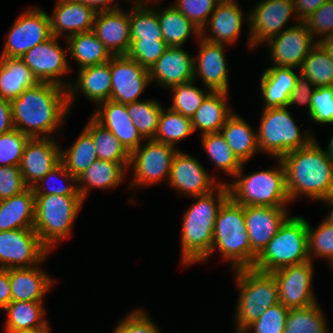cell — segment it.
<instances>
[{
    "label": "cell",
    "mask_w": 333,
    "mask_h": 333,
    "mask_svg": "<svg viewBox=\"0 0 333 333\" xmlns=\"http://www.w3.org/2000/svg\"><path fill=\"white\" fill-rule=\"evenodd\" d=\"M52 36L27 51L21 59L32 71L38 82H47L68 88L71 82L63 83L59 77L70 72L66 59L67 50H63Z\"/></svg>",
    "instance_id": "obj_14"
},
{
    "label": "cell",
    "mask_w": 333,
    "mask_h": 333,
    "mask_svg": "<svg viewBox=\"0 0 333 333\" xmlns=\"http://www.w3.org/2000/svg\"><path fill=\"white\" fill-rule=\"evenodd\" d=\"M110 72V100L121 104L139 101L140 94L151 82L149 70L126 55L111 57Z\"/></svg>",
    "instance_id": "obj_13"
},
{
    "label": "cell",
    "mask_w": 333,
    "mask_h": 333,
    "mask_svg": "<svg viewBox=\"0 0 333 333\" xmlns=\"http://www.w3.org/2000/svg\"><path fill=\"white\" fill-rule=\"evenodd\" d=\"M239 300L235 311L236 333H243L260 315L279 302L278 285L272 273L253 268L237 269Z\"/></svg>",
    "instance_id": "obj_7"
},
{
    "label": "cell",
    "mask_w": 333,
    "mask_h": 333,
    "mask_svg": "<svg viewBox=\"0 0 333 333\" xmlns=\"http://www.w3.org/2000/svg\"><path fill=\"white\" fill-rule=\"evenodd\" d=\"M84 128L92 136L98 159L114 163H130V153L119 139L92 116Z\"/></svg>",
    "instance_id": "obj_40"
},
{
    "label": "cell",
    "mask_w": 333,
    "mask_h": 333,
    "mask_svg": "<svg viewBox=\"0 0 333 333\" xmlns=\"http://www.w3.org/2000/svg\"><path fill=\"white\" fill-rule=\"evenodd\" d=\"M61 148L53 138H29L19 165L25 184L32 188L61 162Z\"/></svg>",
    "instance_id": "obj_19"
},
{
    "label": "cell",
    "mask_w": 333,
    "mask_h": 333,
    "mask_svg": "<svg viewBox=\"0 0 333 333\" xmlns=\"http://www.w3.org/2000/svg\"><path fill=\"white\" fill-rule=\"evenodd\" d=\"M155 10L163 34V40L168 46L182 47L191 34L200 38L201 30L173 5L163 11Z\"/></svg>",
    "instance_id": "obj_36"
},
{
    "label": "cell",
    "mask_w": 333,
    "mask_h": 333,
    "mask_svg": "<svg viewBox=\"0 0 333 333\" xmlns=\"http://www.w3.org/2000/svg\"><path fill=\"white\" fill-rule=\"evenodd\" d=\"M12 333H49V326H40V327H35V328H30V329H25V330H19L16 332Z\"/></svg>",
    "instance_id": "obj_63"
},
{
    "label": "cell",
    "mask_w": 333,
    "mask_h": 333,
    "mask_svg": "<svg viewBox=\"0 0 333 333\" xmlns=\"http://www.w3.org/2000/svg\"><path fill=\"white\" fill-rule=\"evenodd\" d=\"M177 151L178 148L154 139H148L144 147L140 145L130 154L129 165H133L135 171L131 187L151 185L165 176L168 180Z\"/></svg>",
    "instance_id": "obj_12"
},
{
    "label": "cell",
    "mask_w": 333,
    "mask_h": 333,
    "mask_svg": "<svg viewBox=\"0 0 333 333\" xmlns=\"http://www.w3.org/2000/svg\"><path fill=\"white\" fill-rule=\"evenodd\" d=\"M71 57L78 62L79 69L104 64L112 55L91 30L66 37Z\"/></svg>",
    "instance_id": "obj_35"
},
{
    "label": "cell",
    "mask_w": 333,
    "mask_h": 333,
    "mask_svg": "<svg viewBox=\"0 0 333 333\" xmlns=\"http://www.w3.org/2000/svg\"><path fill=\"white\" fill-rule=\"evenodd\" d=\"M288 312L289 309L278 302L266 309L243 333L250 328H254V333H283Z\"/></svg>",
    "instance_id": "obj_51"
},
{
    "label": "cell",
    "mask_w": 333,
    "mask_h": 333,
    "mask_svg": "<svg viewBox=\"0 0 333 333\" xmlns=\"http://www.w3.org/2000/svg\"><path fill=\"white\" fill-rule=\"evenodd\" d=\"M77 77L76 85L70 84L67 88L69 108L72 107L73 95L77 90L97 104L110 100L112 83L110 61L79 69Z\"/></svg>",
    "instance_id": "obj_27"
},
{
    "label": "cell",
    "mask_w": 333,
    "mask_h": 333,
    "mask_svg": "<svg viewBox=\"0 0 333 333\" xmlns=\"http://www.w3.org/2000/svg\"><path fill=\"white\" fill-rule=\"evenodd\" d=\"M13 129L11 102L0 97V135Z\"/></svg>",
    "instance_id": "obj_59"
},
{
    "label": "cell",
    "mask_w": 333,
    "mask_h": 333,
    "mask_svg": "<svg viewBox=\"0 0 333 333\" xmlns=\"http://www.w3.org/2000/svg\"><path fill=\"white\" fill-rule=\"evenodd\" d=\"M53 15L50 17L51 34L55 37H68L93 29L96 11L88 5L72 0H57Z\"/></svg>",
    "instance_id": "obj_25"
},
{
    "label": "cell",
    "mask_w": 333,
    "mask_h": 333,
    "mask_svg": "<svg viewBox=\"0 0 333 333\" xmlns=\"http://www.w3.org/2000/svg\"><path fill=\"white\" fill-rule=\"evenodd\" d=\"M323 202H325V204H330L331 206L333 205V194L326 198L325 200H322ZM326 222H328L329 224L333 225V207L331 209L330 214L328 215V217L325 219Z\"/></svg>",
    "instance_id": "obj_64"
},
{
    "label": "cell",
    "mask_w": 333,
    "mask_h": 333,
    "mask_svg": "<svg viewBox=\"0 0 333 333\" xmlns=\"http://www.w3.org/2000/svg\"><path fill=\"white\" fill-rule=\"evenodd\" d=\"M218 3L219 0H177L173 6L203 32Z\"/></svg>",
    "instance_id": "obj_52"
},
{
    "label": "cell",
    "mask_w": 333,
    "mask_h": 333,
    "mask_svg": "<svg viewBox=\"0 0 333 333\" xmlns=\"http://www.w3.org/2000/svg\"><path fill=\"white\" fill-rule=\"evenodd\" d=\"M278 285L279 302L288 309L307 307L316 303L312 290L313 264L287 266L272 272Z\"/></svg>",
    "instance_id": "obj_15"
},
{
    "label": "cell",
    "mask_w": 333,
    "mask_h": 333,
    "mask_svg": "<svg viewBox=\"0 0 333 333\" xmlns=\"http://www.w3.org/2000/svg\"><path fill=\"white\" fill-rule=\"evenodd\" d=\"M168 47L164 40H131L126 56L149 70Z\"/></svg>",
    "instance_id": "obj_48"
},
{
    "label": "cell",
    "mask_w": 333,
    "mask_h": 333,
    "mask_svg": "<svg viewBox=\"0 0 333 333\" xmlns=\"http://www.w3.org/2000/svg\"><path fill=\"white\" fill-rule=\"evenodd\" d=\"M324 317L317 303L289 309L283 333H329Z\"/></svg>",
    "instance_id": "obj_41"
},
{
    "label": "cell",
    "mask_w": 333,
    "mask_h": 333,
    "mask_svg": "<svg viewBox=\"0 0 333 333\" xmlns=\"http://www.w3.org/2000/svg\"><path fill=\"white\" fill-rule=\"evenodd\" d=\"M308 253L310 260L312 256L326 257L333 262V225L325 220L314 230L308 223Z\"/></svg>",
    "instance_id": "obj_47"
},
{
    "label": "cell",
    "mask_w": 333,
    "mask_h": 333,
    "mask_svg": "<svg viewBox=\"0 0 333 333\" xmlns=\"http://www.w3.org/2000/svg\"><path fill=\"white\" fill-rule=\"evenodd\" d=\"M72 1L80 2L85 5H88L91 8H93L96 12L119 9V7L117 5L115 6V5L110 4V3L114 2L115 0H72ZM108 4H109V6H108Z\"/></svg>",
    "instance_id": "obj_61"
},
{
    "label": "cell",
    "mask_w": 333,
    "mask_h": 333,
    "mask_svg": "<svg viewBox=\"0 0 333 333\" xmlns=\"http://www.w3.org/2000/svg\"><path fill=\"white\" fill-rule=\"evenodd\" d=\"M307 227L308 221L301 216L288 217L257 256L252 268L272 273L309 261Z\"/></svg>",
    "instance_id": "obj_5"
},
{
    "label": "cell",
    "mask_w": 333,
    "mask_h": 333,
    "mask_svg": "<svg viewBox=\"0 0 333 333\" xmlns=\"http://www.w3.org/2000/svg\"><path fill=\"white\" fill-rule=\"evenodd\" d=\"M92 117L115 135L125 149L131 154L145 140L128 114L126 104L107 100L98 104Z\"/></svg>",
    "instance_id": "obj_24"
},
{
    "label": "cell",
    "mask_w": 333,
    "mask_h": 333,
    "mask_svg": "<svg viewBox=\"0 0 333 333\" xmlns=\"http://www.w3.org/2000/svg\"><path fill=\"white\" fill-rule=\"evenodd\" d=\"M278 169H267L243 176V165L235 174L236 181L227 184L229 197L243 206L285 207L290 203L286 189L285 169L280 158Z\"/></svg>",
    "instance_id": "obj_6"
},
{
    "label": "cell",
    "mask_w": 333,
    "mask_h": 333,
    "mask_svg": "<svg viewBox=\"0 0 333 333\" xmlns=\"http://www.w3.org/2000/svg\"><path fill=\"white\" fill-rule=\"evenodd\" d=\"M59 176V177H57ZM57 178L59 181V178H64V180L77 182V178H75L73 175H71L65 168V166L60 162L58 165H56L51 171H49L45 177H43L36 185H34L32 188L34 190L35 195H66V196H81L78 191V185H69L66 183V185H59V186H49L48 180L49 179ZM51 181V180H50ZM49 181V182H50ZM62 181V180H61ZM42 182V183H41ZM53 182V181H52ZM41 183V185H40Z\"/></svg>",
    "instance_id": "obj_49"
},
{
    "label": "cell",
    "mask_w": 333,
    "mask_h": 333,
    "mask_svg": "<svg viewBox=\"0 0 333 333\" xmlns=\"http://www.w3.org/2000/svg\"><path fill=\"white\" fill-rule=\"evenodd\" d=\"M240 9L236 0L219 2L207 22L213 34L203 36L204 32H201L200 37L220 45L235 43L244 17Z\"/></svg>",
    "instance_id": "obj_26"
},
{
    "label": "cell",
    "mask_w": 333,
    "mask_h": 333,
    "mask_svg": "<svg viewBox=\"0 0 333 333\" xmlns=\"http://www.w3.org/2000/svg\"><path fill=\"white\" fill-rule=\"evenodd\" d=\"M224 1H235V0H219V2H224Z\"/></svg>",
    "instance_id": "obj_66"
},
{
    "label": "cell",
    "mask_w": 333,
    "mask_h": 333,
    "mask_svg": "<svg viewBox=\"0 0 333 333\" xmlns=\"http://www.w3.org/2000/svg\"><path fill=\"white\" fill-rule=\"evenodd\" d=\"M299 72L316 87L333 86V60L319 43L303 60Z\"/></svg>",
    "instance_id": "obj_42"
},
{
    "label": "cell",
    "mask_w": 333,
    "mask_h": 333,
    "mask_svg": "<svg viewBox=\"0 0 333 333\" xmlns=\"http://www.w3.org/2000/svg\"><path fill=\"white\" fill-rule=\"evenodd\" d=\"M259 125L257 131L259 150L277 159L290 151L307 146L314 139L308 133L303 135V138L287 107L263 109Z\"/></svg>",
    "instance_id": "obj_9"
},
{
    "label": "cell",
    "mask_w": 333,
    "mask_h": 333,
    "mask_svg": "<svg viewBox=\"0 0 333 333\" xmlns=\"http://www.w3.org/2000/svg\"><path fill=\"white\" fill-rule=\"evenodd\" d=\"M315 89L316 86L309 79L299 75L295 87L290 94L287 107L296 103L298 105H307L308 112L310 113L311 98Z\"/></svg>",
    "instance_id": "obj_57"
},
{
    "label": "cell",
    "mask_w": 333,
    "mask_h": 333,
    "mask_svg": "<svg viewBox=\"0 0 333 333\" xmlns=\"http://www.w3.org/2000/svg\"><path fill=\"white\" fill-rule=\"evenodd\" d=\"M29 137L17 129L0 135V166H19Z\"/></svg>",
    "instance_id": "obj_50"
},
{
    "label": "cell",
    "mask_w": 333,
    "mask_h": 333,
    "mask_svg": "<svg viewBox=\"0 0 333 333\" xmlns=\"http://www.w3.org/2000/svg\"><path fill=\"white\" fill-rule=\"evenodd\" d=\"M327 148L328 149L326 151H327L328 155L330 156V158L333 160V134H332L330 143Z\"/></svg>",
    "instance_id": "obj_65"
},
{
    "label": "cell",
    "mask_w": 333,
    "mask_h": 333,
    "mask_svg": "<svg viewBox=\"0 0 333 333\" xmlns=\"http://www.w3.org/2000/svg\"><path fill=\"white\" fill-rule=\"evenodd\" d=\"M293 69L296 68L272 66L264 71L260 81L264 109L287 107L299 76Z\"/></svg>",
    "instance_id": "obj_30"
},
{
    "label": "cell",
    "mask_w": 333,
    "mask_h": 333,
    "mask_svg": "<svg viewBox=\"0 0 333 333\" xmlns=\"http://www.w3.org/2000/svg\"><path fill=\"white\" fill-rule=\"evenodd\" d=\"M11 301L9 269L0 268V308L4 309Z\"/></svg>",
    "instance_id": "obj_60"
},
{
    "label": "cell",
    "mask_w": 333,
    "mask_h": 333,
    "mask_svg": "<svg viewBox=\"0 0 333 333\" xmlns=\"http://www.w3.org/2000/svg\"><path fill=\"white\" fill-rule=\"evenodd\" d=\"M20 15L8 33L1 57L21 58L52 37L50 16L45 11L32 7Z\"/></svg>",
    "instance_id": "obj_11"
},
{
    "label": "cell",
    "mask_w": 333,
    "mask_h": 333,
    "mask_svg": "<svg viewBox=\"0 0 333 333\" xmlns=\"http://www.w3.org/2000/svg\"><path fill=\"white\" fill-rule=\"evenodd\" d=\"M240 116L231 114L220 132L236 157L245 164L256 152L260 151L257 133Z\"/></svg>",
    "instance_id": "obj_34"
},
{
    "label": "cell",
    "mask_w": 333,
    "mask_h": 333,
    "mask_svg": "<svg viewBox=\"0 0 333 333\" xmlns=\"http://www.w3.org/2000/svg\"><path fill=\"white\" fill-rule=\"evenodd\" d=\"M38 83L21 58L0 57V97L12 101Z\"/></svg>",
    "instance_id": "obj_32"
},
{
    "label": "cell",
    "mask_w": 333,
    "mask_h": 333,
    "mask_svg": "<svg viewBox=\"0 0 333 333\" xmlns=\"http://www.w3.org/2000/svg\"><path fill=\"white\" fill-rule=\"evenodd\" d=\"M28 188L19 166H0V200L18 195Z\"/></svg>",
    "instance_id": "obj_55"
},
{
    "label": "cell",
    "mask_w": 333,
    "mask_h": 333,
    "mask_svg": "<svg viewBox=\"0 0 333 333\" xmlns=\"http://www.w3.org/2000/svg\"><path fill=\"white\" fill-rule=\"evenodd\" d=\"M149 0H134L129 13L131 40H163L157 12Z\"/></svg>",
    "instance_id": "obj_38"
},
{
    "label": "cell",
    "mask_w": 333,
    "mask_h": 333,
    "mask_svg": "<svg viewBox=\"0 0 333 333\" xmlns=\"http://www.w3.org/2000/svg\"><path fill=\"white\" fill-rule=\"evenodd\" d=\"M113 333H160V331L143 310L137 309L122 320Z\"/></svg>",
    "instance_id": "obj_56"
},
{
    "label": "cell",
    "mask_w": 333,
    "mask_h": 333,
    "mask_svg": "<svg viewBox=\"0 0 333 333\" xmlns=\"http://www.w3.org/2000/svg\"><path fill=\"white\" fill-rule=\"evenodd\" d=\"M328 0H293L295 17L303 22Z\"/></svg>",
    "instance_id": "obj_58"
},
{
    "label": "cell",
    "mask_w": 333,
    "mask_h": 333,
    "mask_svg": "<svg viewBox=\"0 0 333 333\" xmlns=\"http://www.w3.org/2000/svg\"><path fill=\"white\" fill-rule=\"evenodd\" d=\"M150 80L170 89L194 80V57L182 47L169 46L149 69Z\"/></svg>",
    "instance_id": "obj_23"
},
{
    "label": "cell",
    "mask_w": 333,
    "mask_h": 333,
    "mask_svg": "<svg viewBox=\"0 0 333 333\" xmlns=\"http://www.w3.org/2000/svg\"><path fill=\"white\" fill-rule=\"evenodd\" d=\"M199 39V53L197 58H194V80L196 76H200L208 91L228 92L225 45L216 44L201 37Z\"/></svg>",
    "instance_id": "obj_22"
},
{
    "label": "cell",
    "mask_w": 333,
    "mask_h": 333,
    "mask_svg": "<svg viewBox=\"0 0 333 333\" xmlns=\"http://www.w3.org/2000/svg\"><path fill=\"white\" fill-rule=\"evenodd\" d=\"M49 252L34 229L0 231V268L37 266Z\"/></svg>",
    "instance_id": "obj_10"
},
{
    "label": "cell",
    "mask_w": 333,
    "mask_h": 333,
    "mask_svg": "<svg viewBox=\"0 0 333 333\" xmlns=\"http://www.w3.org/2000/svg\"><path fill=\"white\" fill-rule=\"evenodd\" d=\"M92 31L112 56L127 54L131 43L127 12L122 9L97 12Z\"/></svg>",
    "instance_id": "obj_21"
},
{
    "label": "cell",
    "mask_w": 333,
    "mask_h": 333,
    "mask_svg": "<svg viewBox=\"0 0 333 333\" xmlns=\"http://www.w3.org/2000/svg\"><path fill=\"white\" fill-rule=\"evenodd\" d=\"M293 13H295L293 0H263L258 3L248 18L249 46L253 48L255 45L265 43L287 29L284 26Z\"/></svg>",
    "instance_id": "obj_16"
},
{
    "label": "cell",
    "mask_w": 333,
    "mask_h": 333,
    "mask_svg": "<svg viewBox=\"0 0 333 333\" xmlns=\"http://www.w3.org/2000/svg\"><path fill=\"white\" fill-rule=\"evenodd\" d=\"M323 49L328 53L330 58L333 60V35L324 39L317 40Z\"/></svg>",
    "instance_id": "obj_62"
},
{
    "label": "cell",
    "mask_w": 333,
    "mask_h": 333,
    "mask_svg": "<svg viewBox=\"0 0 333 333\" xmlns=\"http://www.w3.org/2000/svg\"><path fill=\"white\" fill-rule=\"evenodd\" d=\"M308 115L318 123H333V86L316 87Z\"/></svg>",
    "instance_id": "obj_53"
},
{
    "label": "cell",
    "mask_w": 333,
    "mask_h": 333,
    "mask_svg": "<svg viewBox=\"0 0 333 333\" xmlns=\"http://www.w3.org/2000/svg\"><path fill=\"white\" fill-rule=\"evenodd\" d=\"M194 81L192 80L170 88L173 92V104L169 107L170 110L192 118L202 101L211 92H205L200 87H196L193 84Z\"/></svg>",
    "instance_id": "obj_46"
},
{
    "label": "cell",
    "mask_w": 333,
    "mask_h": 333,
    "mask_svg": "<svg viewBox=\"0 0 333 333\" xmlns=\"http://www.w3.org/2000/svg\"><path fill=\"white\" fill-rule=\"evenodd\" d=\"M304 22L298 21L280 34L271 37L269 45L272 63L278 67L299 68L312 48L317 44Z\"/></svg>",
    "instance_id": "obj_17"
},
{
    "label": "cell",
    "mask_w": 333,
    "mask_h": 333,
    "mask_svg": "<svg viewBox=\"0 0 333 333\" xmlns=\"http://www.w3.org/2000/svg\"><path fill=\"white\" fill-rule=\"evenodd\" d=\"M228 92L211 91L202 101L191 118L194 131L200 129L201 135L220 132L228 117L233 113L227 107Z\"/></svg>",
    "instance_id": "obj_31"
},
{
    "label": "cell",
    "mask_w": 333,
    "mask_h": 333,
    "mask_svg": "<svg viewBox=\"0 0 333 333\" xmlns=\"http://www.w3.org/2000/svg\"><path fill=\"white\" fill-rule=\"evenodd\" d=\"M83 201L81 196L35 195L33 229L49 250L70 235Z\"/></svg>",
    "instance_id": "obj_8"
},
{
    "label": "cell",
    "mask_w": 333,
    "mask_h": 333,
    "mask_svg": "<svg viewBox=\"0 0 333 333\" xmlns=\"http://www.w3.org/2000/svg\"><path fill=\"white\" fill-rule=\"evenodd\" d=\"M215 249L220 251L225 261L233 264L232 269L251 268V243L244 206L230 197L221 206L215 220L211 254Z\"/></svg>",
    "instance_id": "obj_4"
},
{
    "label": "cell",
    "mask_w": 333,
    "mask_h": 333,
    "mask_svg": "<svg viewBox=\"0 0 333 333\" xmlns=\"http://www.w3.org/2000/svg\"><path fill=\"white\" fill-rule=\"evenodd\" d=\"M130 163H114L101 159L95 160L84 172L77 177L78 191L84 200L87 192L91 188L108 189L118 186L123 178Z\"/></svg>",
    "instance_id": "obj_33"
},
{
    "label": "cell",
    "mask_w": 333,
    "mask_h": 333,
    "mask_svg": "<svg viewBox=\"0 0 333 333\" xmlns=\"http://www.w3.org/2000/svg\"><path fill=\"white\" fill-rule=\"evenodd\" d=\"M7 320L6 333L25 330L40 326H48L45 321L42 302L11 301L5 308Z\"/></svg>",
    "instance_id": "obj_37"
},
{
    "label": "cell",
    "mask_w": 333,
    "mask_h": 333,
    "mask_svg": "<svg viewBox=\"0 0 333 333\" xmlns=\"http://www.w3.org/2000/svg\"><path fill=\"white\" fill-rule=\"evenodd\" d=\"M312 37L317 34L324 39L333 35V0L326 1L311 16L303 21ZM323 35V36H322Z\"/></svg>",
    "instance_id": "obj_54"
},
{
    "label": "cell",
    "mask_w": 333,
    "mask_h": 333,
    "mask_svg": "<svg viewBox=\"0 0 333 333\" xmlns=\"http://www.w3.org/2000/svg\"><path fill=\"white\" fill-rule=\"evenodd\" d=\"M11 108L15 129L29 138H50L53 132L61 129L65 116L69 114L67 88L38 82L13 99Z\"/></svg>",
    "instance_id": "obj_1"
},
{
    "label": "cell",
    "mask_w": 333,
    "mask_h": 333,
    "mask_svg": "<svg viewBox=\"0 0 333 333\" xmlns=\"http://www.w3.org/2000/svg\"><path fill=\"white\" fill-rule=\"evenodd\" d=\"M60 158L66 170L77 178L98 159L91 134L84 128L68 150L60 151Z\"/></svg>",
    "instance_id": "obj_39"
},
{
    "label": "cell",
    "mask_w": 333,
    "mask_h": 333,
    "mask_svg": "<svg viewBox=\"0 0 333 333\" xmlns=\"http://www.w3.org/2000/svg\"><path fill=\"white\" fill-rule=\"evenodd\" d=\"M286 207L244 206V217L251 243V268L257 256L289 217Z\"/></svg>",
    "instance_id": "obj_18"
},
{
    "label": "cell",
    "mask_w": 333,
    "mask_h": 333,
    "mask_svg": "<svg viewBox=\"0 0 333 333\" xmlns=\"http://www.w3.org/2000/svg\"><path fill=\"white\" fill-rule=\"evenodd\" d=\"M12 301L42 302L55 282L39 266L9 269Z\"/></svg>",
    "instance_id": "obj_28"
},
{
    "label": "cell",
    "mask_w": 333,
    "mask_h": 333,
    "mask_svg": "<svg viewBox=\"0 0 333 333\" xmlns=\"http://www.w3.org/2000/svg\"><path fill=\"white\" fill-rule=\"evenodd\" d=\"M194 198L197 202L186 211L182 223L184 265L201 262L211 256L215 220L221 206L229 198L227 183H220L215 191Z\"/></svg>",
    "instance_id": "obj_3"
},
{
    "label": "cell",
    "mask_w": 333,
    "mask_h": 333,
    "mask_svg": "<svg viewBox=\"0 0 333 333\" xmlns=\"http://www.w3.org/2000/svg\"><path fill=\"white\" fill-rule=\"evenodd\" d=\"M201 137L202 145L210 157V160L220 170L234 177L242 167L243 163L228 146L221 132L204 134Z\"/></svg>",
    "instance_id": "obj_43"
},
{
    "label": "cell",
    "mask_w": 333,
    "mask_h": 333,
    "mask_svg": "<svg viewBox=\"0 0 333 333\" xmlns=\"http://www.w3.org/2000/svg\"><path fill=\"white\" fill-rule=\"evenodd\" d=\"M215 179L196 158L181 150L174 155L168 183L177 191L193 197L204 195L215 190Z\"/></svg>",
    "instance_id": "obj_20"
},
{
    "label": "cell",
    "mask_w": 333,
    "mask_h": 333,
    "mask_svg": "<svg viewBox=\"0 0 333 333\" xmlns=\"http://www.w3.org/2000/svg\"><path fill=\"white\" fill-rule=\"evenodd\" d=\"M193 132L191 118L168 108L167 111L163 109L160 114L158 129L153 139L175 147L179 140Z\"/></svg>",
    "instance_id": "obj_45"
},
{
    "label": "cell",
    "mask_w": 333,
    "mask_h": 333,
    "mask_svg": "<svg viewBox=\"0 0 333 333\" xmlns=\"http://www.w3.org/2000/svg\"><path fill=\"white\" fill-rule=\"evenodd\" d=\"M160 103L155 100L136 101L126 104L129 116L141 136L153 139L156 135L160 114L163 110Z\"/></svg>",
    "instance_id": "obj_44"
},
{
    "label": "cell",
    "mask_w": 333,
    "mask_h": 333,
    "mask_svg": "<svg viewBox=\"0 0 333 333\" xmlns=\"http://www.w3.org/2000/svg\"><path fill=\"white\" fill-rule=\"evenodd\" d=\"M35 193L33 188L0 200V231L33 229Z\"/></svg>",
    "instance_id": "obj_29"
},
{
    "label": "cell",
    "mask_w": 333,
    "mask_h": 333,
    "mask_svg": "<svg viewBox=\"0 0 333 333\" xmlns=\"http://www.w3.org/2000/svg\"><path fill=\"white\" fill-rule=\"evenodd\" d=\"M290 201L307 195L318 201L333 194V160L315 139L280 158Z\"/></svg>",
    "instance_id": "obj_2"
}]
</instances>
